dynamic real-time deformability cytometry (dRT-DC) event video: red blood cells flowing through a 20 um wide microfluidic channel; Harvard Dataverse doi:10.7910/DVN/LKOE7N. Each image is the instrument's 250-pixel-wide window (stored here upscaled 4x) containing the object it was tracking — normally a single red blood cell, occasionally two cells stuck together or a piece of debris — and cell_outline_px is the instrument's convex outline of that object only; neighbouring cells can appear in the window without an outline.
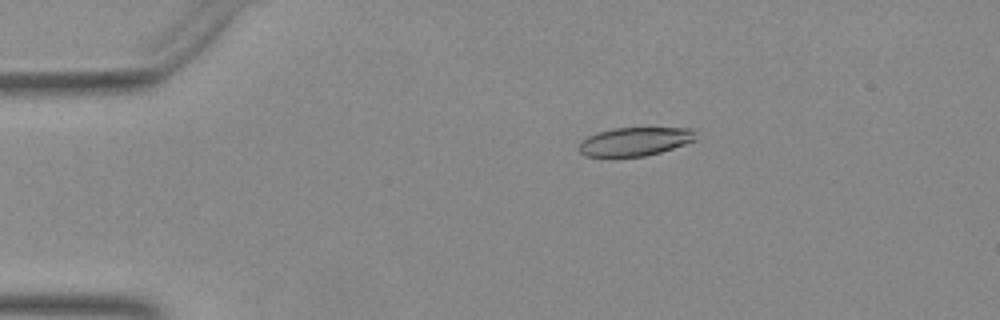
{"species": "Egyptian fruit bat (a non-hibernating species)", "species_latin": "Rousettus aegyptiacus", "temperature_condition": "warm", "stored_images_in_passage": 47, "camera_frame_rate_fps": 3000, "um_per_image_px": 0.085, "animal": {"sex": "female"}, "frame": {"image": 1, "passage_image": 6, "time_ms": 1.667, "image_size_px": [1000, 320], "cell_outline_px": [[696, 140], [660, 152], [644, 156], [584, 156], [576, 148], [580, 140], [588, 136], [612, 128], [696, 128]], "centroid_in_image_um": [53.95, 12.02], "position_along_channel_um": 31.0, "area_um2": 19.48}}
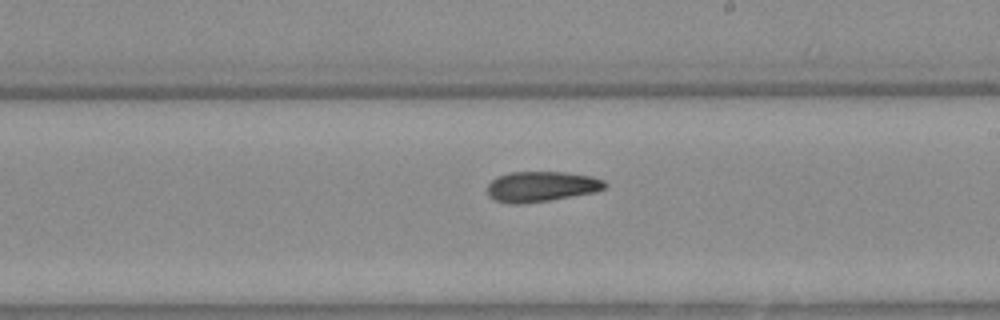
{"frame": {"image": 2, "passage_image": 26, "time_ms": 8.333, "image_size_px": [1000, 320], "cell_outline_px": [[608, 184], [604, 188], [596, 192], [524, 204], [512, 204], [496, 200], [488, 196], [488, 184], [496, 176], [508, 172], [564, 172], [592, 176], [604, 180]], "centroid_in_image_um": [46.01, 15.85], "position_along_channel_um": 243.0, "area_um2": 20.87}}
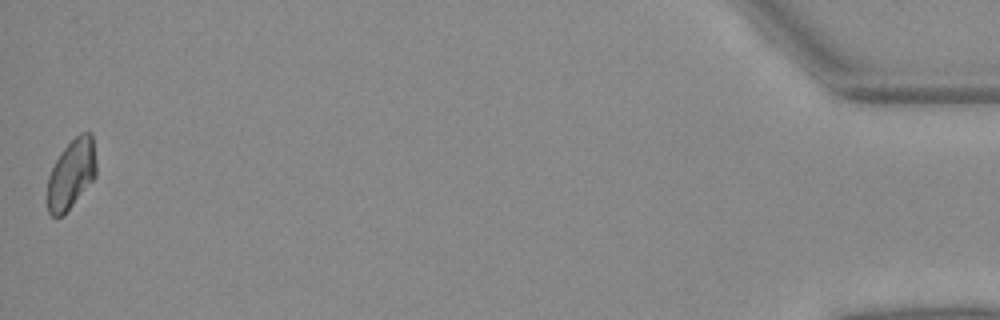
{"frame": {"image": 3, "passage_image": 47, "time_ms": 15.333, "image_size_px": [1000, 320], "cell_outline_px": [[96, 176], [64, 216], [52, 216], [48, 212], [48, 176], [60, 152], [80, 132], [92, 132], [96, 164]], "centroid_in_image_um": [6.07, 14.79], "position_along_channel_um": 429.1, "area_um2": 19.77}}